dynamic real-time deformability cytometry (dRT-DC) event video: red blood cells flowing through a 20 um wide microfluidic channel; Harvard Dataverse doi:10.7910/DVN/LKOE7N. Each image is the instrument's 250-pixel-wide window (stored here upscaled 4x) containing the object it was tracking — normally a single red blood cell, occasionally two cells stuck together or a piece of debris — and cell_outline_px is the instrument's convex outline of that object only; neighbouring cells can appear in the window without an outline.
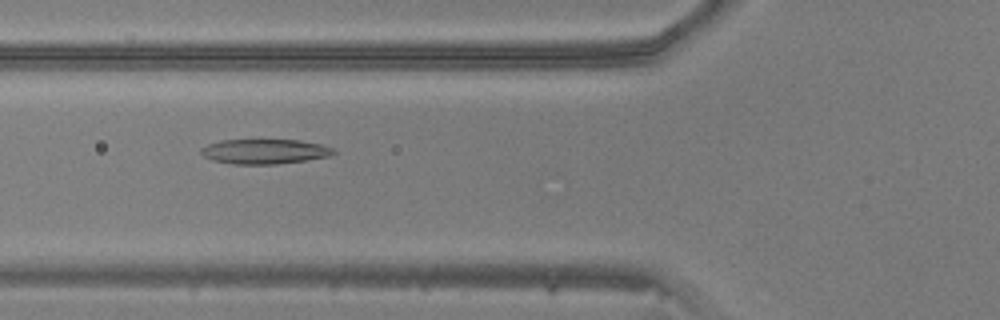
{"species": "common noctule bat (a hibernating species)", "species_latin": "Nyctalus noctula", "temperature_condition": "warm", "stored_images_in_passage": 48, "camera_frame_rate_fps": 3000, "um_per_image_px": 0.085, "animal": {"sex": "male", "body_mass_g": 20.5, "forearm_length_mm": 52.5}, "frame": {"image": 1, "passage_image": 18, "time_ms": 5.667, "image_size_px": [1000, 320], "cell_outline_px": [[336, 152], [328, 156], [304, 160], [276, 164], [232, 164], [212, 160], [204, 156], [200, 152], [200, 148], [208, 144], [220, 140], [300, 140], [320, 144], [332, 148]], "centroid_in_image_um": [22.44, 12.87], "position_along_channel_um": 103.4, "area_um2": 19.02}}
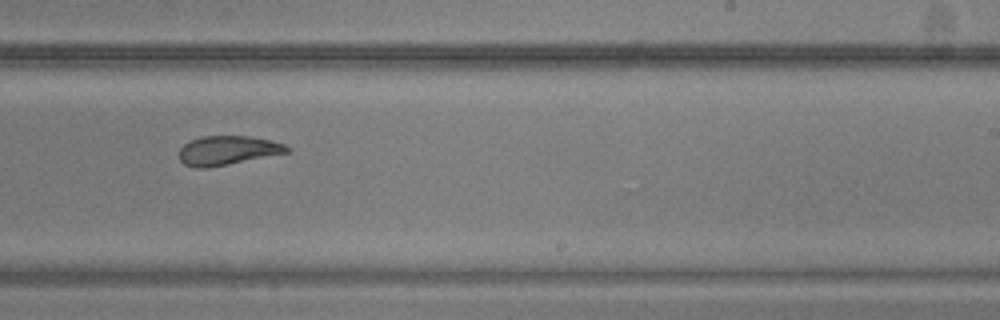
{"frame": {"image": 2, "passage_image": 30, "time_ms": 9.667, "image_size_px": [1000, 320], "cell_outline_px": [[292, 148], [288, 152], [208, 168], [196, 168], [184, 164], [180, 160], [180, 148], [184, 144], [200, 136], [248, 136], [272, 140], [284, 144]], "centroid_in_image_um": [19.35, 12.78], "position_along_channel_um": 269.7, "area_um2": 18.21}}
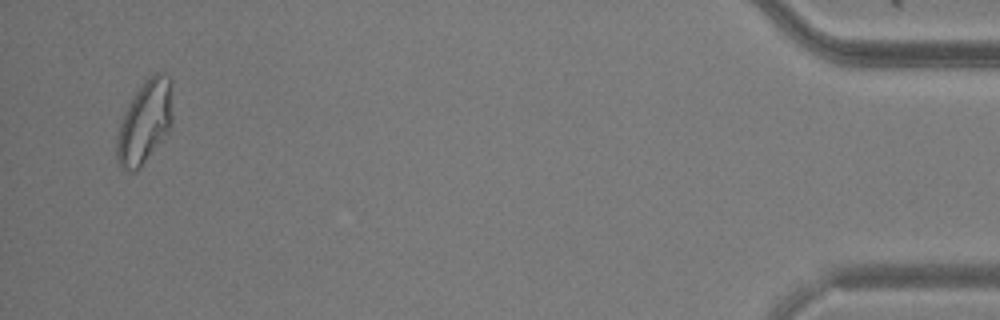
{"frame": {"image": 3, "passage_image": 47, "time_ms": 15.333, "image_size_px": [1000, 320], "cell_outline_px": [[172, 116], [168, 128], [144, 160], [132, 172], [120, 168], [116, 160], [116, 140], [120, 124], [124, 112], [132, 96], [144, 80], [148, 76], [156, 72], [160, 72], [168, 76], [172, 80]], "centroid_in_image_um": [12.28, 10.28], "position_along_channel_um": 422.9, "area_um2": 26.36}}